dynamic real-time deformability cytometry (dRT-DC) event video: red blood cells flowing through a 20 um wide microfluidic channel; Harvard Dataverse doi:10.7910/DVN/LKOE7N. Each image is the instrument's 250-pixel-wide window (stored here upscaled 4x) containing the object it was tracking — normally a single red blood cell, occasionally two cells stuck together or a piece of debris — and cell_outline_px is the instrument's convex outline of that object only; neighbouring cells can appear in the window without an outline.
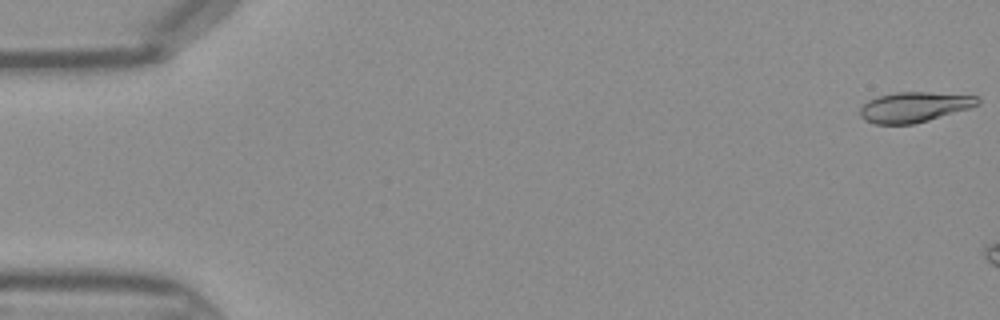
{"species": "Egyptian fruit bat (a non-hibernating species)", "species_latin": "Rousettus aegyptiacus", "temperature_condition": "warm", "stored_images_in_passage": 6, "camera_frame_rate_fps": 3000, "um_per_image_px": 0.085, "frame": {"image": 1, "passage_image": 1, "time_ms": 0.0, "image_size_px": [1000, 320], "cell_outline_px": [[980, 104], [968, 108], [928, 120], [912, 124], [876, 124], [864, 120], [860, 116], [860, 108], [868, 100], [876, 96], [896, 92], [928, 92], [980, 96]], "centroid_in_image_um": [77.69, 9.09], "position_along_channel_um": 7.3, "area_um2": 20.63}}